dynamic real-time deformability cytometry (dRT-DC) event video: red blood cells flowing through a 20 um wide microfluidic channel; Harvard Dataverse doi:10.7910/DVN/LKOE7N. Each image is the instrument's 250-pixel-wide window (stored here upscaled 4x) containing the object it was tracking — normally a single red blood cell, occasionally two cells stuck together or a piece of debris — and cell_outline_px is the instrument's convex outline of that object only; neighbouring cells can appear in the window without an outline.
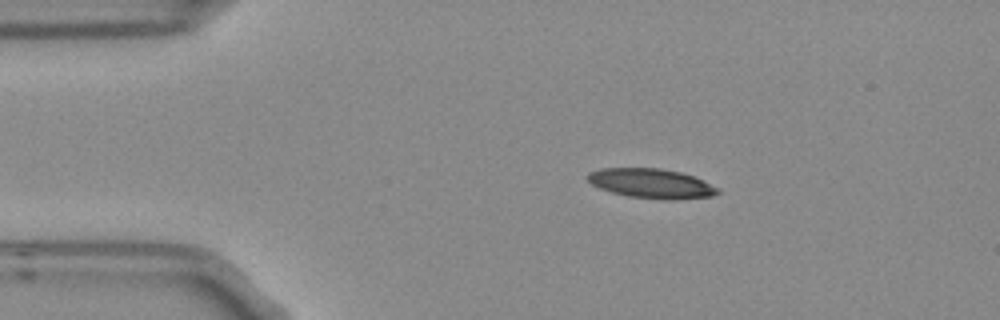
{"species": "Egyptian fruit bat (a non-hibernating species)", "species_latin": "Rousettus aegyptiacus", "temperature_condition": "room temperature", "stored_images_in_passage": 3, "camera_frame_rate_fps": 3000, "um_per_image_px": 0.085, "frame": {"image": 1, "passage_image": 2, "time_ms": 0.333, "image_size_px": [1000, 320], "cell_outline_px": [[720, 192], [712, 196], [672, 200], [664, 200], [628, 196], [612, 192], [600, 188], [592, 184], [588, 180], [588, 172], [600, 168], [660, 168], [680, 172], [692, 176], [720, 188]], "centroid_in_image_um": [55.37, 15.59], "position_along_channel_um": 29.6, "area_um2": 22.37}}